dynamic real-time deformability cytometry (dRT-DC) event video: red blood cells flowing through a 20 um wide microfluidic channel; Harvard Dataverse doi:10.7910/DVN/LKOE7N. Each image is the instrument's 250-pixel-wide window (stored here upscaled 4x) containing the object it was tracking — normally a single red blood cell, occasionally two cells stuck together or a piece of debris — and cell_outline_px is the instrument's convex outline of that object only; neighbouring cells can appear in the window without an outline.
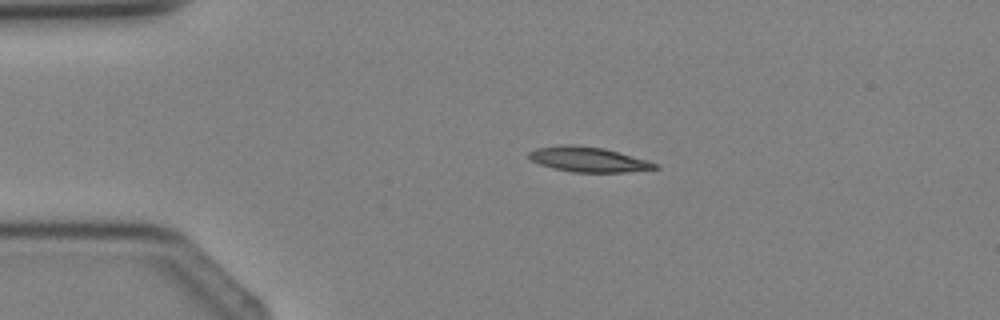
{"species": "Egyptian fruit bat (a non-hibernating species)", "species_latin": "Rousettus aegyptiacus", "temperature_condition": "cold", "stored_images_in_passage": 3, "camera_frame_rate_fps": 3000, "um_per_image_px": 0.085, "animal": {"sex": "female"}, "frame": {"image": 1, "passage_image": 2, "time_ms": 1.333, "image_size_px": [1000, 320], "cell_outline_px": [[660, 168], [624, 172], [572, 172], [552, 168], [540, 164], [532, 160], [528, 156], [528, 152], [536, 148], [564, 144], [576, 144], [604, 148], [648, 160], [660, 164]], "centroid_in_image_um": [50.02, 13.54], "position_along_channel_um": 35.0, "area_um2": 18.5}}